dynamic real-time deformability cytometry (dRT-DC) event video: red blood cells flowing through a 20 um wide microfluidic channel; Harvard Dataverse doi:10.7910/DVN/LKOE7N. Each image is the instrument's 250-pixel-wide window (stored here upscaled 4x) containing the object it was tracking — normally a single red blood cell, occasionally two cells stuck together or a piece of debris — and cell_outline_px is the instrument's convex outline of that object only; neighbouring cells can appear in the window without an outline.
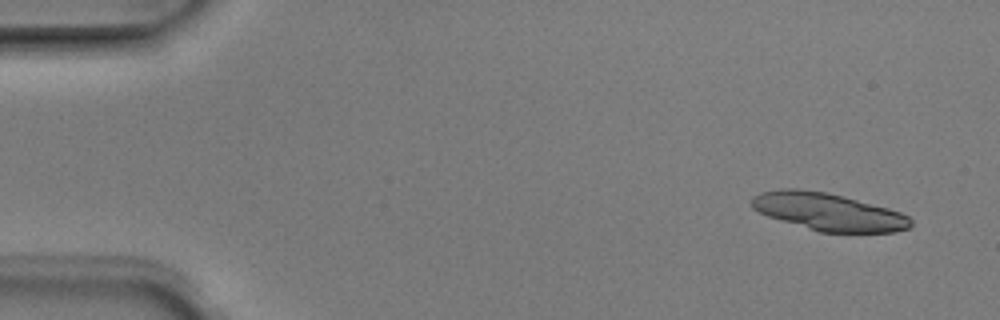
{"species": "Egyptian fruit bat (a non-hibernating species)", "species_latin": "Rousettus aegyptiacus", "temperature_condition": "room temperature", "stored_images_in_passage": 7, "camera_frame_rate_fps": 3000, "um_per_image_px": 0.085, "animal": {"sex": "male"}, "frame": {"image": 1, "passage_image": 1, "time_ms": 0.0, "image_size_px": [1000, 320], "cell_outline_px": [[912, 224], [908, 228], [896, 232], [820, 232], [768, 216], [752, 208], [752, 196], [760, 192], [780, 188], [800, 188], [824, 192], [888, 208], [900, 212], [908, 216], [912, 220]], "centroid_in_image_um": [70.39, 18.0], "position_along_channel_um": 14.6, "area_um2": 34.39}}
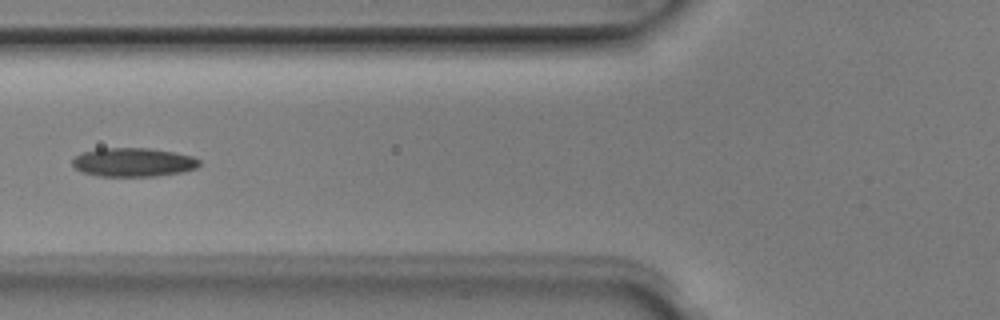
{"frame": {"image": 2, "passage_image": 5, "time_ms": 1.333, "image_size_px": [1000, 320], "cell_outline_px": [[200, 164], [196, 168], [180, 172], [156, 176], [100, 176], [80, 172], [72, 164], [72, 160], [76, 156], [84, 152], [96, 148], [148, 148], [172, 152], [192, 156], [200, 160]], "centroid_in_image_um": [11.3, 13.79], "position_along_channel_um": 114.5, "area_um2": 21.21}}
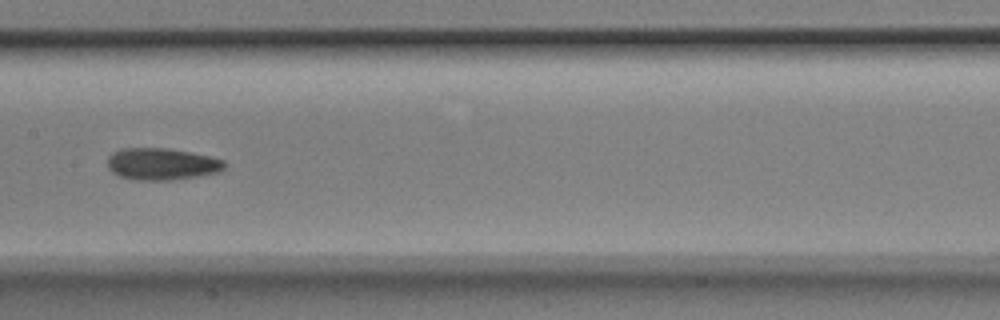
{"frame": {"image": 3, "passage_image": 7, "time_ms": 2.0, "image_size_px": [1000, 320], "cell_outline_px": [[224, 168], [220, 172], [200, 176], [172, 180], [136, 180], [120, 176], [112, 172], [108, 168], [108, 156], [112, 152], [120, 148], [168, 148], [212, 156], [224, 160]], "centroid_in_image_um": [13.75, 13.94], "position_along_channel_um": 193.6, "area_um2": 21.96}}